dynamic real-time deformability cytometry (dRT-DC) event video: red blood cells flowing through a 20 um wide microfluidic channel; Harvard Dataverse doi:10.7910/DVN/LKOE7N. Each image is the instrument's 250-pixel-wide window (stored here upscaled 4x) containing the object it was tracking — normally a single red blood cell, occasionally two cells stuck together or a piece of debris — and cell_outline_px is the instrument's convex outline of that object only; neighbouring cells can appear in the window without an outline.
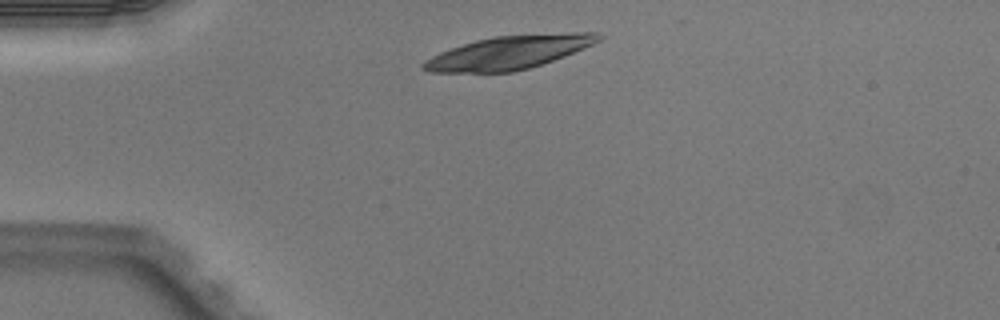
{"species": "Egyptian fruit bat (a non-hibernating species)", "species_latin": "Rousettus aegyptiacus", "temperature_condition": "warm", "stored_images_in_passage": 3, "camera_frame_rate_fps": 3000, "um_per_image_px": 0.085, "animal": {"sex": "male"}, "frame": {"image": 1, "passage_image": 1, "time_ms": 0.0, "image_size_px": [1000, 320], "cell_outline_px": [[604, 36], [600, 40], [584, 48], [564, 56], [528, 68], [512, 72], [428, 72], [420, 68], [420, 64], [424, 60], [440, 52], [476, 40], [496, 36], [572, 32], [596, 32]], "centroid_in_image_um": [43.24, 4.46], "position_along_channel_um": 41.8, "area_um2": 33.76}}